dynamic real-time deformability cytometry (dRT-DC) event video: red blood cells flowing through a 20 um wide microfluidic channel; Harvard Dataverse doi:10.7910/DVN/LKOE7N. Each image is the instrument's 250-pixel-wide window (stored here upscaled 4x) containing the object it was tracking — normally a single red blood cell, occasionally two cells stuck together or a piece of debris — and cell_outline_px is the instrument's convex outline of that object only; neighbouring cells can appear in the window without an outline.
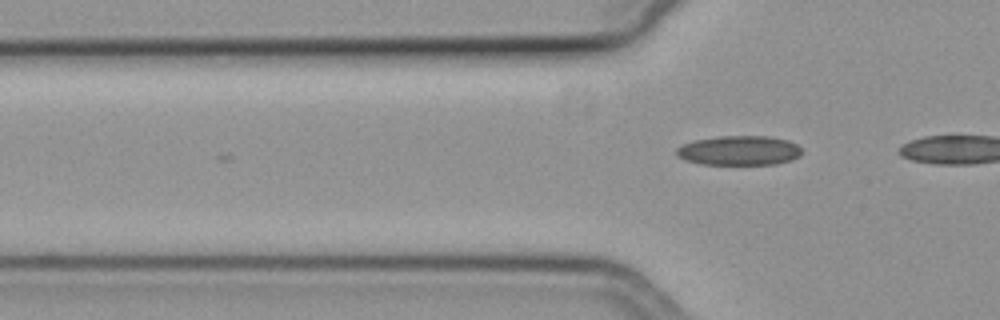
{"species": "common noctule bat (a hibernating species)", "species_latin": "Nyctalus noctula", "temperature_condition": "cold", "stored_images_in_passage": 3, "camera_frame_rate_fps": 3000, "um_per_image_px": 0.085, "animal": {"sex": "female", "body_mass_g": 19.3, "forearm_length_mm": 54.1}, "frame": {"image": 1, "passage_image": 3, "time_ms": 0.667, "image_size_px": [1000, 320], "cell_outline_px": [[800, 156], [792, 160], [776, 164], [700, 164], [684, 160], [676, 156], [676, 148], [692, 140], [716, 136], [768, 136], [788, 140], [796, 144], [800, 148]], "centroid_in_image_um": [62.79, 12.79], "position_along_channel_um": 63.0, "area_um2": 21.73}}